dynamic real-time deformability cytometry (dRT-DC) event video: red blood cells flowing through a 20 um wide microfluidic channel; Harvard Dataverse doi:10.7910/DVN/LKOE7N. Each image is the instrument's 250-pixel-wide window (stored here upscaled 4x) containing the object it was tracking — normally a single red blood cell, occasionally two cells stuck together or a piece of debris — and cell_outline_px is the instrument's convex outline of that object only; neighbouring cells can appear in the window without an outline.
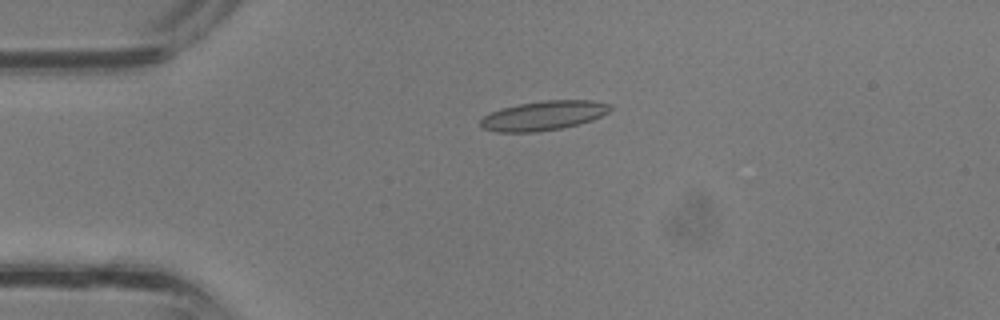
{"species": "common noctule bat (a hibernating species)", "species_latin": "Nyctalus noctula", "temperature_condition": "room temperature", "stored_images_in_passage": 37, "camera_frame_rate_fps": 3000, "um_per_image_px": 0.085, "animal": {"sex": "male", "body_mass_g": 13.3}, "frame": {"image": 1, "passage_image": 9, "time_ms": 2.667, "image_size_px": [1000, 320], "cell_outline_px": [[612, 108], [608, 112], [592, 120], [580, 124], [560, 128], [536, 132], [496, 132], [480, 128], [480, 120], [484, 116], [492, 112], [504, 108], [520, 104], [544, 100], [592, 100], [612, 104]], "centroid_in_image_um": [46.21, 9.83], "position_along_channel_um": 38.8, "area_um2": 22.2}}
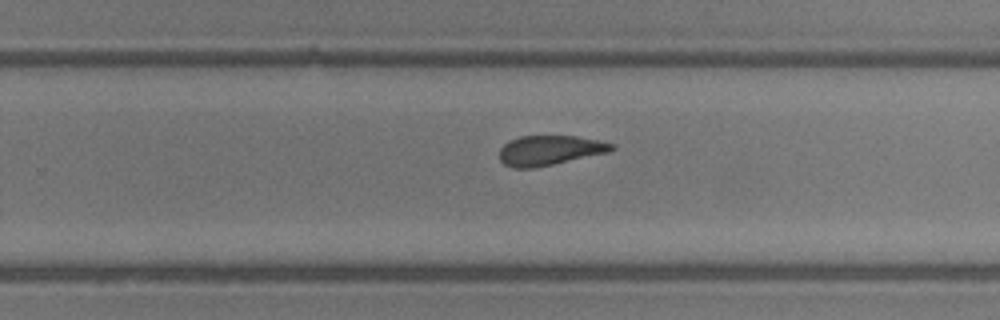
{"frame": {"image": 2, "passage_image": 24, "time_ms": 7.667, "image_size_px": [1000, 320], "cell_outline_px": [[616, 148], [608, 152], [552, 164], [532, 168], [512, 168], [504, 164], [500, 160], [500, 148], [504, 144], [520, 136], [576, 136], [600, 140], [616, 144]], "centroid_in_image_um": [46.74, 12.77], "position_along_channel_um": 283.1, "area_um2": 19.36}}
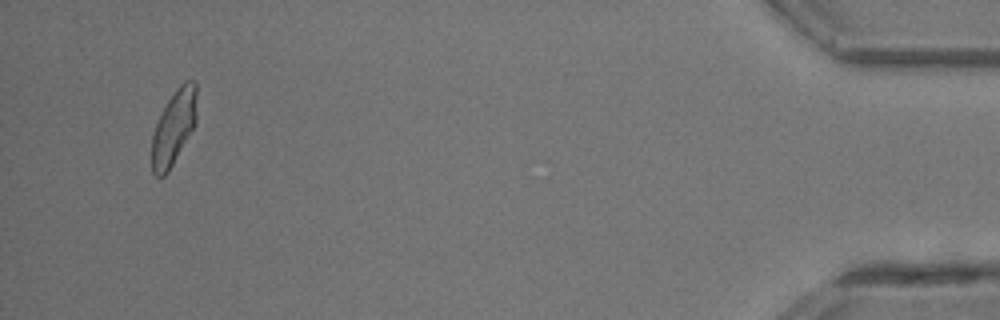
{"frame": {"image": 3, "passage_image": 36, "time_ms": 11.667, "image_size_px": [1000, 320], "cell_outline_px": [[196, 124], [168, 172], [164, 176], [156, 176], [152, 172], [152, 132], [168, 100], [176, 88], [184, 80], [192, 80], [196, 84]], "centroid_in_image_um": [14.78, 10.82], "position_along_channel_um": 420.4, "area_um2": 19.48}}